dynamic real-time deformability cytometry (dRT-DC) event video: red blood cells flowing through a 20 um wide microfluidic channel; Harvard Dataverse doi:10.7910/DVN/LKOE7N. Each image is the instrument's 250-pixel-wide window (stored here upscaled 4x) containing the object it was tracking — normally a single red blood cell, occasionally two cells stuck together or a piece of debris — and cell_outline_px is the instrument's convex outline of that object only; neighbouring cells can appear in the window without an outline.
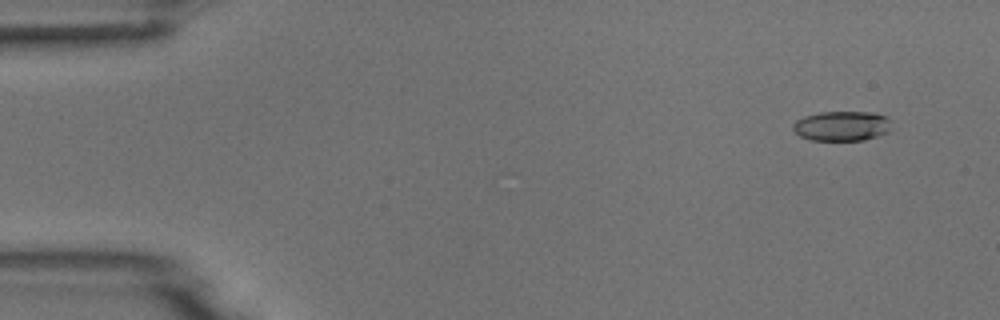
{"species": "common noctule bat (a hibernating species)", "species_latin": "Nyctalus noctula", "temperature_condition": "room temperature", "stored_images_in_passage": 4, "camera_frame_rate_fps": 3000, "um_per_image_px": 0.085, "animal": {"sex": "male", "body_mass_g": 18.8}, "frame": {"image": 1, "passage_image": 2, "time_ms": 0.333, "image_size_px": [1000, 320], "cell_outline_px": [[892, 120], [888, 132], [864, 140], [812, 140], [800, 136], [792, 128], [792, 124], [796, 120], [804, 116], [820, 112], [872, 112], [888, 116]], "centroid_in_image_um": [71.57, 10.69], "position_along_channel_um": 13.4, "area_um2": 17.22}}